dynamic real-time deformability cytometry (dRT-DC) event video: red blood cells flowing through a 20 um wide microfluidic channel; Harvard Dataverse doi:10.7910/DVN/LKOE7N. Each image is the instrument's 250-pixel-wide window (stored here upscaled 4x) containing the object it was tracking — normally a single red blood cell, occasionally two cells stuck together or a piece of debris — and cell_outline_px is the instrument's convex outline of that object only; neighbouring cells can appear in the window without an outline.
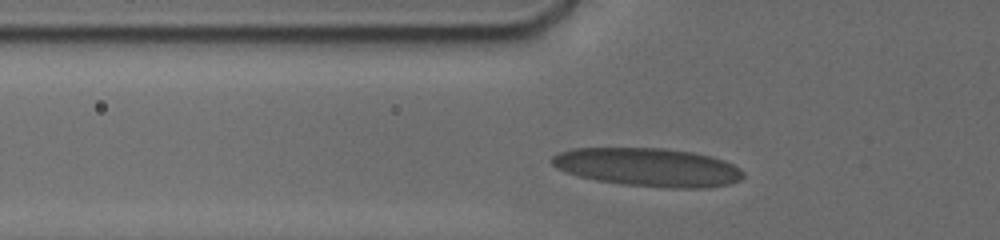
{"species": "human", "species_latin": "Homo sapiens", "temperature_condition": "cold", "stored_images_in_passage": 4, "camera_frame_rate_fps": 3000, "um_per_image_px": 0.085, "donor": {"sex": "male"}, "frame": {"image": 1, "passage_image": 3, "time_ms": 1.333, "image_size_px": [1000, 240], "cell_outline_px": [[744, 176], [740, 180], [728, 184], [708, 188], [668, 188], [624, 184], [596, 180], [580, 176], [556, 168], [548, 160], [552, 156], [560, 152], [572, 148], [660, 148], [692, 152], [712, 156], [724, 160], [732, 164], [744, 172]], "centroid_in_image_um": [55.09, 14.21], "position_along_channel_um": 70.7, "area_um2": 42.83}}